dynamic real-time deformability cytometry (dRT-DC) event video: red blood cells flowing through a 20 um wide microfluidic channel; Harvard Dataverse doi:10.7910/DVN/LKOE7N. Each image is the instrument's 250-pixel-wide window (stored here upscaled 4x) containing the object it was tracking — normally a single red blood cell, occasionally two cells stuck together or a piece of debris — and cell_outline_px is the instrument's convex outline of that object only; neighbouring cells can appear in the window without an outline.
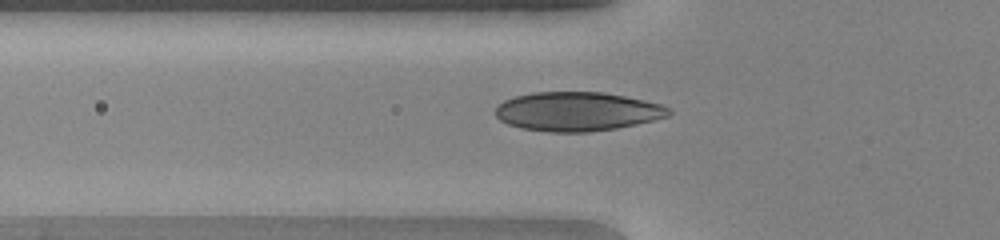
{"species": "human", "species_latin": "Homo sapiens", "temperature_condition": "warm", "stored_images_in_passage": 50, "camera_frame_rate_fps": 3000, "um_per_image_px": 0.085, "donor": {"sex": "female"}, "frame": {"image": 1, "passage_image": 18, "time_ms": 5.667, "image_size_px": [1000, 240], "cell_outline_px": [[672, 112], [668, 116], [636, 124], [616, 128], [588, 132], [548, 132], [520, 128], [508, 124], [500, 120], [496, 116], [496, 108], [504, 100], [516, 96], [532, 92], [604, 92], [624, 96], [660, 104], [668, 108]], "centroid_in_image_um": [49.04, 9.48], "position_along_channel_um": 76.8, "area_um2": 39.25}}
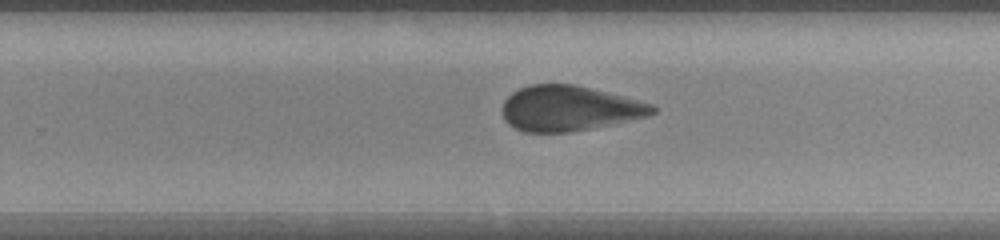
{"frame": {"image": 2, "passage_image": 33, "time_ms": 10.667, "image_size_px": [1000, 240], "cell_outline_px": [[656, 112], [648, 116], [568, 132], [524, 132], [508, 124], [504, 120], [504, 100], [512, 92], [528, 84], [572, 84], [652, 104], [656, 108]], "centroid_in_image_um": [48.33, 9.21], "position_along_channel_um": 281.5, "area_um2": 38.73}}
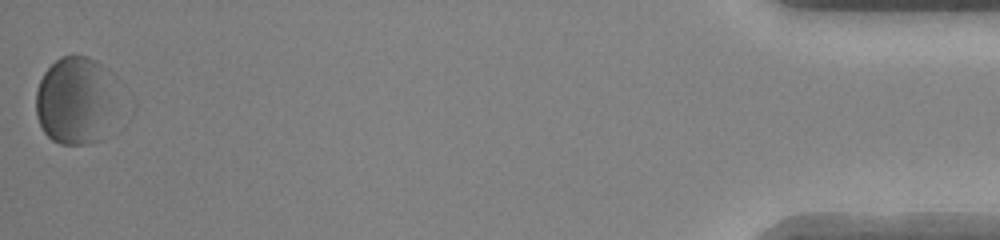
{"frame": {"image": 3, "passage_image": 50, "time_ms": 16.333, "image_size_px": [1000, 240], "cell_outline_px": [[116, 76], [100, 140], [88, 144], [60, 144], [52, 140], [44, 132], [36, 116], [36, 92], [40, 80], [44, 72], [60, 56], [88, 56], [96, 60], [108, 68]], "centroid_in_image_um": [6.32, 8.48], "position_along_channel_um": 428.9, "area_um2": 40.69}, "authors_computed_cell_mechanics": {"area_um2": 40.171, "velocity_mm_per_s": 4.0923, "shape_relaxation_time_tau1_ms": 1.6781, "shape_relaxation_time_tau2_ms": 2.0129, "deformation_change_tau1": 0.0818, "deformation_change_tau2": 0.0703}}